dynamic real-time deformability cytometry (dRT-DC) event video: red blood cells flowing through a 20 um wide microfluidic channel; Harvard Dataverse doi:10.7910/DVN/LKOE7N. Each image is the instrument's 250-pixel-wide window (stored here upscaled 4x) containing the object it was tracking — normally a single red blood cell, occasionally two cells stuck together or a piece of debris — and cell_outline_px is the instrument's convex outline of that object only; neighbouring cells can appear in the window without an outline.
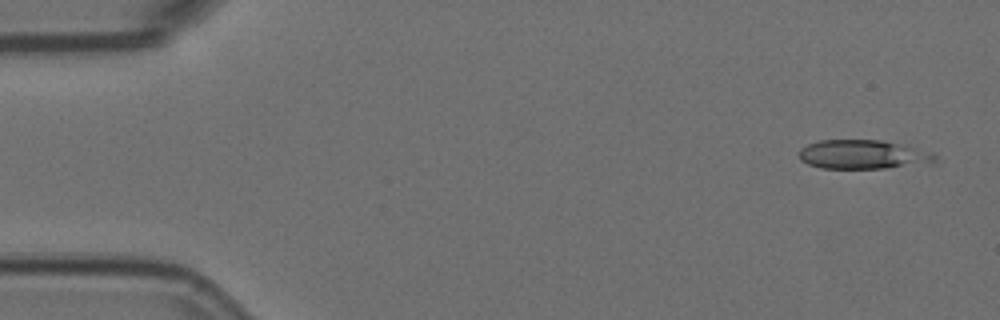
{"species": "Egyptian fruit bat (a non-hibernating species)", "species_latin": "Rousettus aegyptiacus", "temperature_condition": "room temperature", "stored_images_in_passage": 5, "camera_frame_rate_fps": 3000, "um_per_image_px": 0.085, "animal": {"sex": "female"}, "frame": {"image": 1, "passage_image": 1, "time_ms": 0.0, "image_size_px": [1000, 320], "cell_outline_px": [[936, 164], [884, 168], [820, 168], [808, 164], [800, 160], [800, 148], [808, 144], [820, 140], [880, 140], [900, 144], [932, 152], [936, 156]], "centroid_in_image_um": [73.41, 13.14], "position_along_channel_um": 11.6, "area_um2": 23.18}}
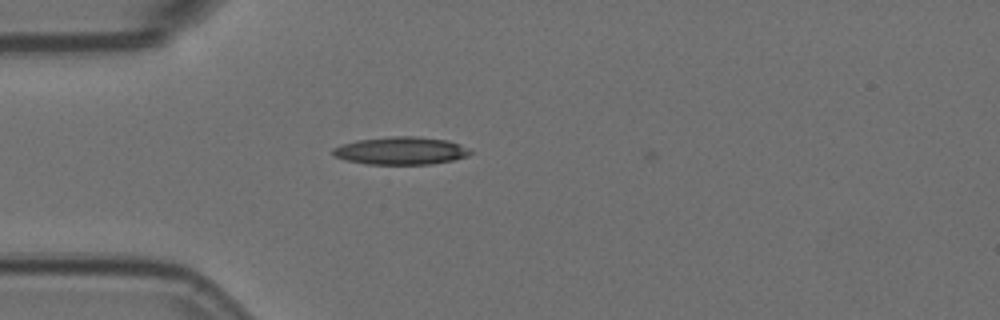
{"frame": {"image": 2, "passage_image": 4, "time_ms": 1.0, "image_size_px": [1000, 320], "cell_outline_px": [[472, 152], [468, 156], [452, 160], [432, 164], [364, 164], [348, 160], [336, 156], [332, 152], [332, 148], [356, 140], [392, 136], [416, 136], [448, 140], [460, 144], [468, 148]], "centroid_in_image_um": [34.11, 12.81], "position_along_channel_um": 50.9, "area_um2": 22.14}}